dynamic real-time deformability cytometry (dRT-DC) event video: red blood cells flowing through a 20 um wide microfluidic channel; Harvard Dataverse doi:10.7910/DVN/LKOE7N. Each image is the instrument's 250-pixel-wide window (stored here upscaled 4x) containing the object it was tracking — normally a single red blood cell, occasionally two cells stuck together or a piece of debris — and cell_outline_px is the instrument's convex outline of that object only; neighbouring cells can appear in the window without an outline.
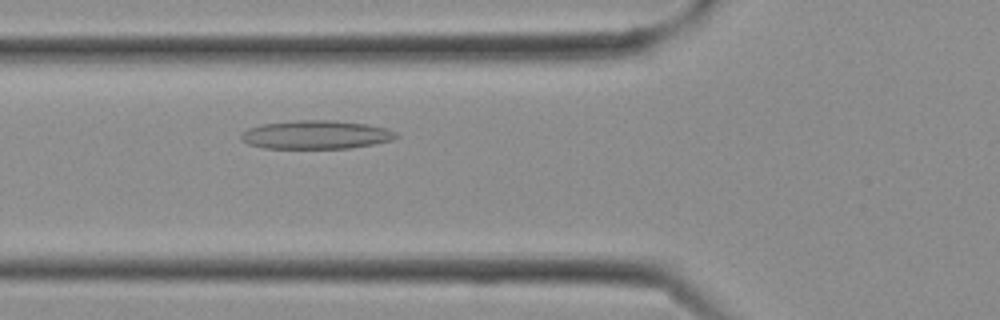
{"species": "Egyptian fruit bat (a non-hibernating species)", "species_latin": "Rousettus aegyptiacus", "temperature_condition": "cold", "stored_images_in_passage": 2, "camera_frame_rate_fps": 3000, "um_per_image_px": 0.085, "frame": {"image": 1, "passage_image": 2, "time_ms": 0.333, "image_size_px": [1000, 320], "cell_outline_px": [[400, 136], [392, 140], [372, 144], [348, 148], [264, 148], [248, 144], [240, 136], [248, 128], [264, 124], [296, 120], [332, 120], [364, 124], [384, 128], [396, 132]], "centroid_in_image_um": [26.87, 11.45], "position_along_channel_um": 98.9, "area_um2": 25.43}}